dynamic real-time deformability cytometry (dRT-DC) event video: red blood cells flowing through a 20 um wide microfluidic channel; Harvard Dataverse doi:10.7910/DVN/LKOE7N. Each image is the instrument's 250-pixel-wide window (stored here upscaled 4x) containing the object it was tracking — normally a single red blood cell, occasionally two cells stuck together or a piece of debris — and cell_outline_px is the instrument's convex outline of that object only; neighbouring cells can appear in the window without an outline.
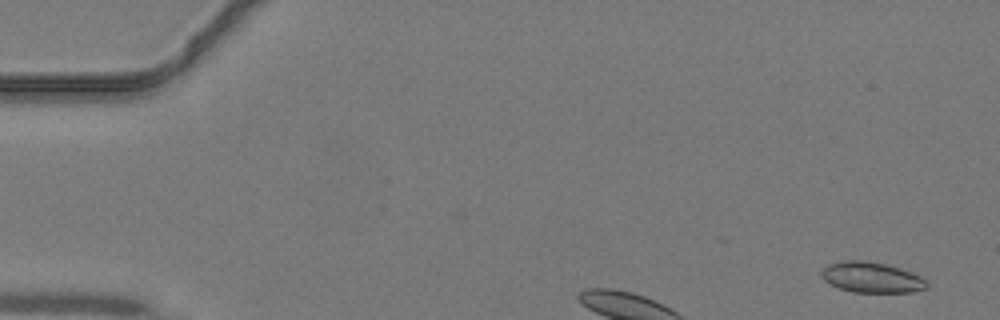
{"species": "common noctule bat (a hibernating species)", "species_latin": "Nyctalus noctula", "temperature_condition": "warm", "stored_images_in_passage": 7, "camera_frame_rate_fps": 3000, "um_per_image_px": 0.085, "animal": {"sex": "male", "body_mass_g": 19.2, "forearm_length_mm": 51.8}, "frame": {"image": 1, "passage_image": 3, "time_ms": 0.667, "image_size_px": [1000, 320], "cell_outline_px": [[928, 284], [924, 288], [912, 292], [852, 292], [840, 288], [824, 280], [820, 276], [820, 272], [828, 264], [844, 260], [864, 260], [888, 264], [900, 268], [920, 276]], "centroid_in_image_um": [74.05, 23.56], "position_along_channel_um": 11.0, "area_um2": 18.67}}